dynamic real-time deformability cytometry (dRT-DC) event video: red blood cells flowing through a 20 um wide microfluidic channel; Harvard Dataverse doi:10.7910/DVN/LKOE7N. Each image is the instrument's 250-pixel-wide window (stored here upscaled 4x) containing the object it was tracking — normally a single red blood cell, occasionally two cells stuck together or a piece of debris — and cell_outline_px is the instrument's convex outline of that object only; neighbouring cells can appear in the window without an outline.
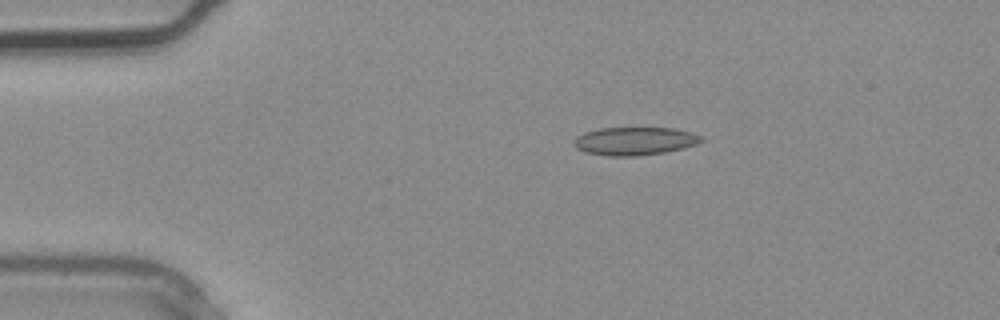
{"species": "common noctule bat (a hibernating species)", "species_latin": "Nyctalus noctula", "temperature_condition": "warm", "stored_images_in_passage": 2, "camera_frame_rate_fps": 3000, "um_per_image_px": 0.085, "animal": {"sex": "male", "body_mass_g": 20.4}, "frame": {"image": 1, "passage_image": 1, "time_ms": 0.0, "image_size_px": [1000, 320], "cell_outline_px": [[704, 140], [696, 144], [684, 148], [664, 152], [636, 156], [608, 156], [584, 152], [576, 148], [572, 144], [572, 140], [576, 136], [584, 132], [600, 128], [672, 128], [692, 132], [700, 136]], "centroid_in_image_um": [53.9, 11.99], "position_along_channel_um": 31.1, "area_um2": 20.98}}